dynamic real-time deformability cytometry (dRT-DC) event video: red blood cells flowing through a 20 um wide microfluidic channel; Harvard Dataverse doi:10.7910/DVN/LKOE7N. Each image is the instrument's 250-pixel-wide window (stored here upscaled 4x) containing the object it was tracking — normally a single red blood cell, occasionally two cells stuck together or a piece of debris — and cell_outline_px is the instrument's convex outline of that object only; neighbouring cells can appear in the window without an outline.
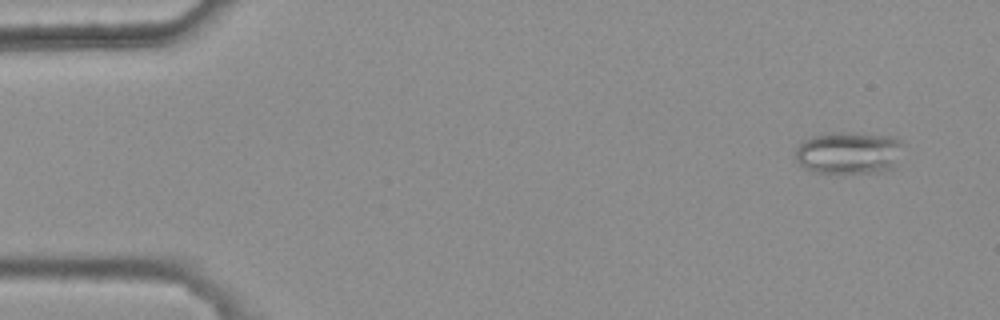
{"species": "common noctule bat (a hibernating species)", "species_latin": "Nyctalus noctula", "temperature_condition": "warm", "stored_images_in_passage": 5, "camera_frame_rate_fps": 3000, "um_per_image_px": 0.085, "animal": {"sex": "female", "body_mass_g": 25.1}, "frame": {"image": 1, "passage_image": 1, "time_ms": 0.0, "image_size_px": [1000, 320], "cell_outline_px": [[900, 144], [892, 168], [884, 172], [812, 172], [804, 168], [796, 160], [796, 148], [804, 140], [812, 136], [832, 132], [860, 132], [896, 136], [900, 140]], "centroid_in_image_um": [72.1, 12.96], "position_along_channel_um": 12.9, "area_um2": 26.41}}